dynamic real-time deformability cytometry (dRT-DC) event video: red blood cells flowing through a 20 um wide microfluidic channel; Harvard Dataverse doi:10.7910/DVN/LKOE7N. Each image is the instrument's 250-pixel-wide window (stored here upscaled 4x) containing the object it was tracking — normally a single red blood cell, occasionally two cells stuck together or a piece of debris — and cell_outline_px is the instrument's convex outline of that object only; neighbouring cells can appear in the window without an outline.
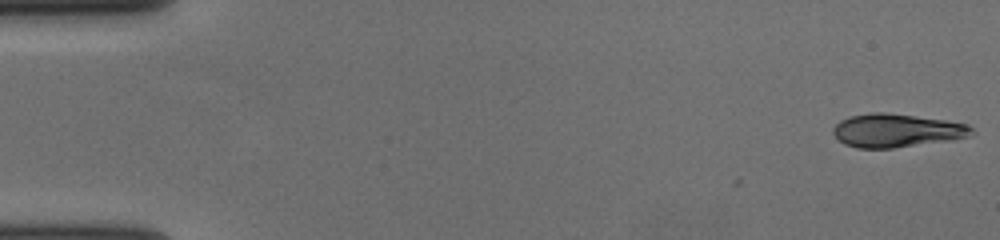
{"species": "human", "species_latin": "Homo sapiens", "temperature_condition": "cold", "stored_images_in_passage": 57, "camera_frame_rate_fps": 3000, "um_per_image_px": 0.085, "donor": {"sex": "female"}, "frame": {"image": 1, "passage_image": 1, "time_ms": 0.0, "image_size_px": [1000, 240], "cell_outline_px": [[976, 132], [968, 136], [952, 140], [892, 148], [856, 148], [844, 144], [832, 132], [832, 128], [840, 120], [848, 116], [872, 112], [884, 112], [948, 120], [968, 124]], "centroid_in_image_um": [76.21, 11.09], "position_along_channel_um": 8.8, "area_um2": 27.11}}
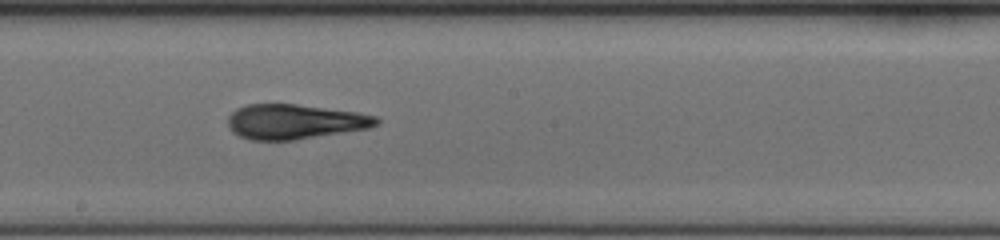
{"frame": {"image": 2, "passage_image": 32, "time_ms": 10.333, "image_size_px": [1000, 240], "cell_outline_px": [[380, 124], [368, 128], [296, 140], [252, 140], [240, 136], [232, 132], [228, 128], [228, 116], [236, 108], [248, 104], [296, 104], [356, 112], [376, 116], [380, 120]], "centroid_in_image_um": [25.03, 10.34], "position_along_channel_um": 223.2, "area_um2": 30.17}}
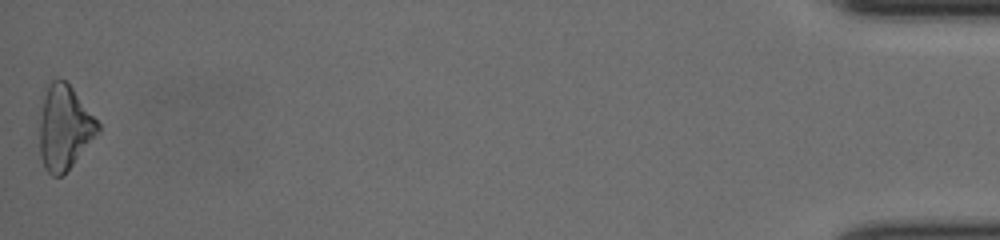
{"frame": {"image": 3, "passage_image": 57, "time_ms": 18.667, "image_size_px": [1000, 240], "cell_outline_px": [[100, 132], [72, 164], [60, 176], [52, 176], [44, 168], [40, 156], [40, 120], [44, 96], [48, 84], [56, 76], [60, 76], [72, 88], [100, 124]], "centroid_in_image_um": [5.47, 10.82], "position_along_channel_um": 429.7, "area_um2": 28.38}, "authors_computed_cell_mechanics": {"area_um2": 29.0734, "velocity_mm_per_s": 3.6532, "shape_relaxation_time_tau1_ms": 4.9062, "shape_relaxation_time_tau2_ms": 2.1267, "deformation_change_tau1": 0.1829, "deformation_change_tau2": 0.0965}}